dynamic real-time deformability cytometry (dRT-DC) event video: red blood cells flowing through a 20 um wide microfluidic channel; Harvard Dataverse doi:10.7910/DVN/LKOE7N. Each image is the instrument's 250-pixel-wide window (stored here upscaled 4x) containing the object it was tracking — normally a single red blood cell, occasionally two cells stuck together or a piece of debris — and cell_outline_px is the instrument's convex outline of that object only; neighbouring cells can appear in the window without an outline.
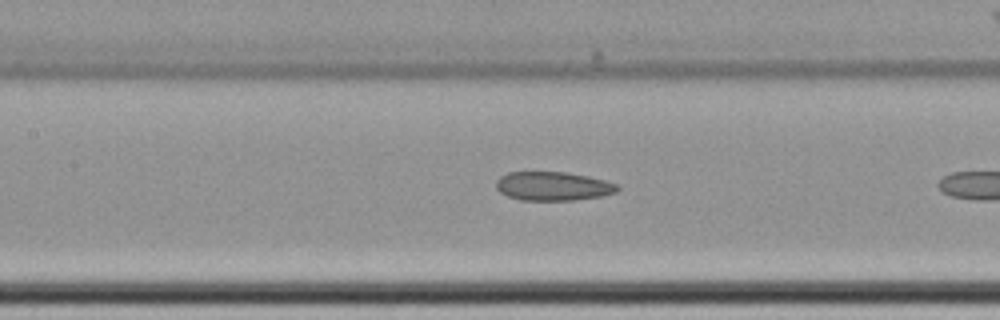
{"species": "common noctule bat (a hibernating species)", "species_latin": "Nyctalus noctula", "temperature_condition": "cold", "stored_images_in_passage": 11, "camera_frame_rate_fps": 3000, "um_per_image_px": 0.085, "animal": {"sex": "female", "body_mass_g": 22.7, "forearm_length_mm": 54.2}, "frame": {"image": 1, "passage_image": 10, "time_ms": 3.0, "image_size_px": [1000, 320], "cell_outline_px": [[620, 188], [616, 192], [600, 196], [576, 200], [520, 200], [508, 196], [500, 192], [496, 188], [496, 180], [500, 176], [508, 172], [568, 172], [588, 176], [620, 184]], "centroid_in_image_um": [47.02, 15.82], "position_along_channel_um": 160.4, "area_um2": 20.52}}